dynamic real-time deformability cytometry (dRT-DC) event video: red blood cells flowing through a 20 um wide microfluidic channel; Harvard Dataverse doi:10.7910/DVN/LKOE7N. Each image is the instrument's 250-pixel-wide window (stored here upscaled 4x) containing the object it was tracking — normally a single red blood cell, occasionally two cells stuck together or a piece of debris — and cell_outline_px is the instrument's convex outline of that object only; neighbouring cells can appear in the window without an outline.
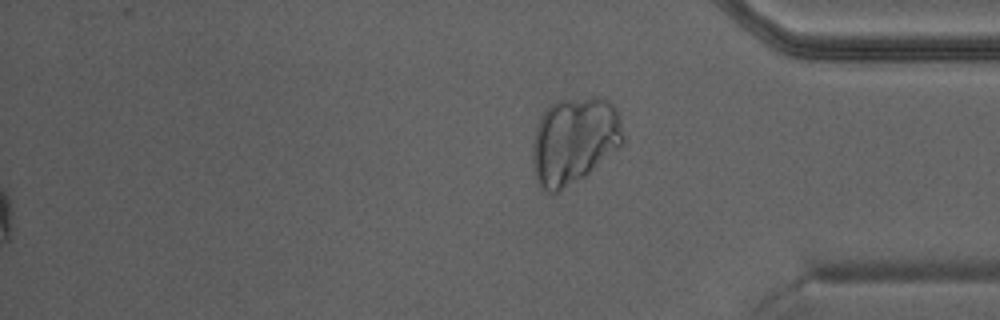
{"species": "Egyptian fruit bat (a non-hibernating species)", "species_latin": "Rousettus aegyptiacus", "temperature_condition": "warm", "stored_images_in_passage": 45, "camera_frame_rate_fps": 3000, "um_per_image_px": 0.085, "animal": {"sex": "male"}, "frame": {"image": 1, "passage_image": 45, "time_ms": 14.667, "image_size_px": [1000, 320], "cell_outline_px": [[624, 144], [620, 148], [584, 176], [552, 196], [540, 188], [536, 180], [532, 160], [532, 148], [536, 128], [540, 116], [556, 100], [592, 96], [604, 96], [616, 108], [620, 116], [624, 136]], "centroid_in_image_um": [48.82, 11.94], "position_along_channel_um": 386.4, "area_um2": 46.7}}